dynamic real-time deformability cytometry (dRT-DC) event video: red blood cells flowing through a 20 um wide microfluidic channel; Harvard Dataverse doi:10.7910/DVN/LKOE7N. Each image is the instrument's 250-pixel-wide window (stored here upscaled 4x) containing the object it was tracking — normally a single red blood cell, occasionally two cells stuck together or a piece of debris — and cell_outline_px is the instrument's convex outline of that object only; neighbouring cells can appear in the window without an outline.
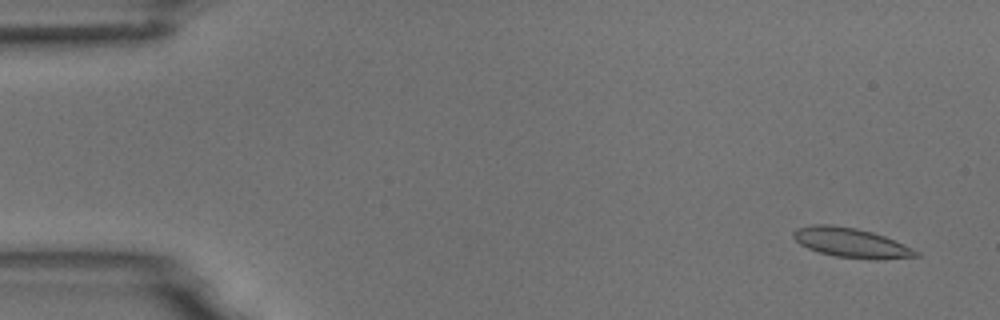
{"species": "common noctule bat (a hibernating species)", "species_latin": "Nyctalus noctula", "temperature_condition": "room temperature", "stored_images_in_passage": 56, "camera_frame_rate_fps": 3000, "um_per_image_px": 0.085, "animal": {"sex": "male", "body_mass_g": 18.8}, "frame": {"image": 1, "passage_image": 3, "time_ms": 0.667, "image_size_px": [1000, 320], "cell_outline_px": [[920, 256], [876, 260], [872, 260], [832, 256], [808, 248], [800, 244], [792, 236], [792, 232], [796, 228], [812, 224], [832, 224], [856, 228], [872, 232], [884, 236], [904, 244], [920, 252]], "centroid_in_image_um": [72.34, 20.63], "position_along_channel_um": 12.7, "area_um2": 21.33}}
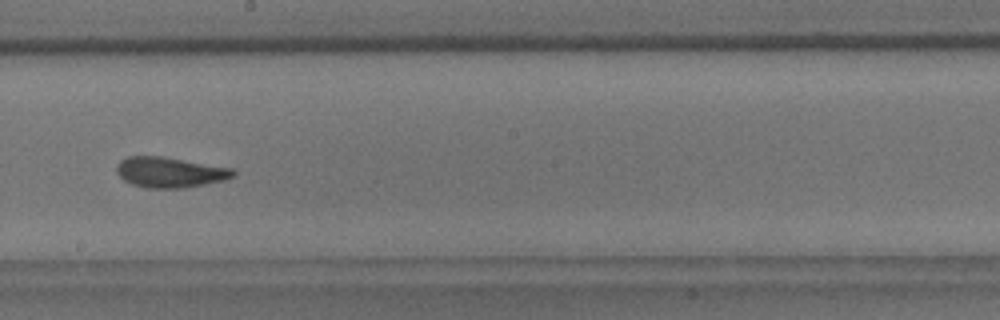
{"frame": {"image": 2, "passage_image": 31, "time_ms": 10.0, "image_size_px": [1000, 320], "cell_outline_px": [[236, 176], [224, 180], [184, 188], [148, 188], [132, 184], [124, 180], [116, 172], [116, 164], [120, 160], [128, 156], [164, 156], [232, 168], [236, 172]], "centroid_in_image_um": [14.44, 14.63], "position_along_channel_um": 233.8, "area_um2": 20.81}}
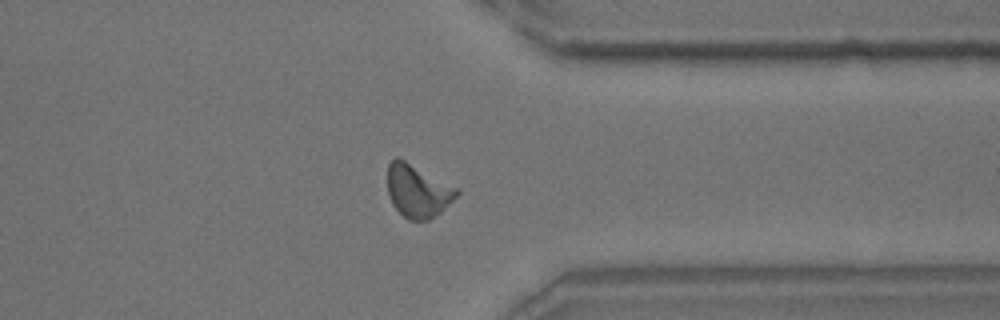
{"frame": {"image": 3, "passage_image": 43, "time_ms": 14.0, "image_size_px": [1000, 320], "cell_outline_px": [[460, 192], [440, 212], [428, 220], [408, 220], [392, 204], [388, 192], [388, 164], [396, 156], [404, 160], [456, 188]], "centroid_in_image_um": [35.47, 16.24], "position_along_channel_um": 375.9, "area_um2": 20.69}, "authors_computed_cell_mechanics": {"area_um2": 20.4612, "velocity_mm_per_s": 3.6669, "shape_relaxation_time_tau1_ms": 4.2978, "shape_relaxation_time_tau2_ms": 1.4903, "deformation_change_tau1": 0.1404, "deformation_change_tau2": 0.1036}}